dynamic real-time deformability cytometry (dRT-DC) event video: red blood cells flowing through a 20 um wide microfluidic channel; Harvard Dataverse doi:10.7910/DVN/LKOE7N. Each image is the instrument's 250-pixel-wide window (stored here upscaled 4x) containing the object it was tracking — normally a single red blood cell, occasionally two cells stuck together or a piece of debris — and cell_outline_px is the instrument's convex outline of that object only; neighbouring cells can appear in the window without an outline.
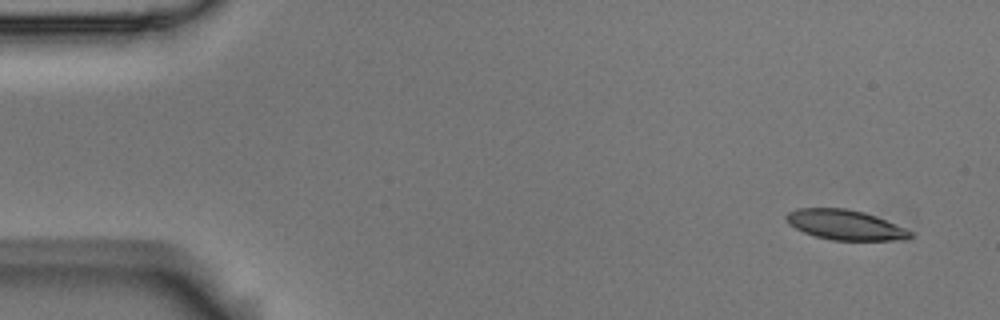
{"species": "Egyptian fruit bat (a non-hibernating species)", "species_latin": "Rousettus aegyptiacus", "temperature_condition": "room temperature", "stored_images_in_passage": 4, "camera_frame_rate_fps": 3000, "um_per_image_px": 0.085, "animal": {"sex": "male"}, "frame": {"image": 1, "passage_image": 1, "time_ms": 0.0, "image_size_px": [1000, 320], "cell_outline_px": [[912, 236], [908, 240], [832, 240], [816, 236], [804, 232], [788, 224], [784, 216], [788, 212], [796, 208], [848, 208], [864, 212], [876, 216], [904, 228], [912, 232]], "centroid_in_image_um": [71.82, 19.11], "position_along_channel_um": 13.2, "area_um2": 21.68}}